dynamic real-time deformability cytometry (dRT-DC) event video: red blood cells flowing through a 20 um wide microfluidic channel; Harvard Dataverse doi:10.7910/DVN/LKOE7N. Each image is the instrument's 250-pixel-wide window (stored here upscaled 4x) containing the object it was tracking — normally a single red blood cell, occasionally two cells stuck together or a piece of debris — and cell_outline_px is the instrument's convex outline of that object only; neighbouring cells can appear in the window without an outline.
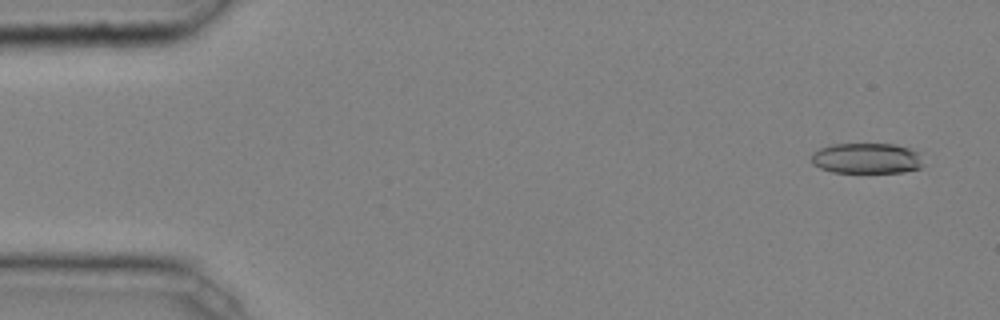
{"species": "common noctule bat (a hibernating species)", "species_latin": "Nyctalus noctula", "temperature_condition": "cold", "stored_images_in_passage": 44, "camera_frame_rate_fps": 3000, "um_per_image_px": 0.085, "animal": {"sex": "male", "body_mass_g": 20.4}, "frame": {"image": 1, "passage_image": 1, "time_ms": 0.0, "image_size_px": [1000, 320], "cell_outline_px": [[924, 164], [920, 168], [904, 172], [832, 172], [820, 168], [812, 164], [812, 152], [820, 148], [832, 144], [896, 144], [908, 148], [916, 152]], "centroid_in_image_um": [73.64, 13.46], "position_along_channel_um": 11.4, "area_um2": 19.88}}
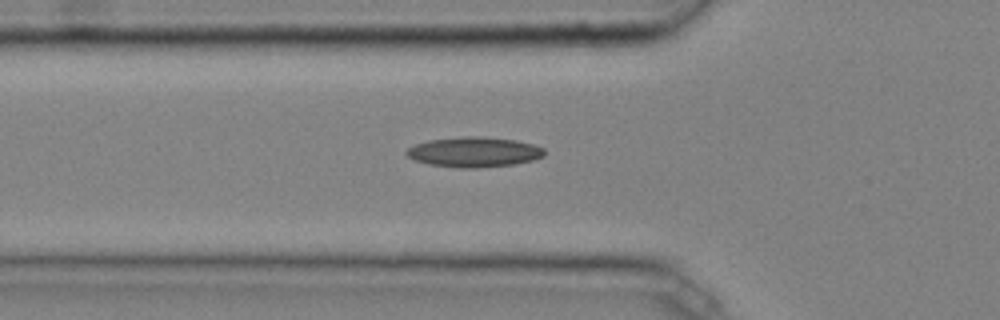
{"frame": {"image": 2, "passage_image": 15, "time_ms": 4.667, "image_size_px": [1000, 320], "cell_outline_px": [[544, 156], [532, 160], [512, 164], [476, 168], [460, 168], [428, 164], [416, 160], [408, 156], [404, 152], [408, 148], [416, 144], [428, 140], [464, 136], [484, 136], [516, 140], [532, 144], [544, 148]], "centroid_in_image_um": [40.28, 12.91], "position_along_channel_um": 85.5, "area_um2": 24.1}}
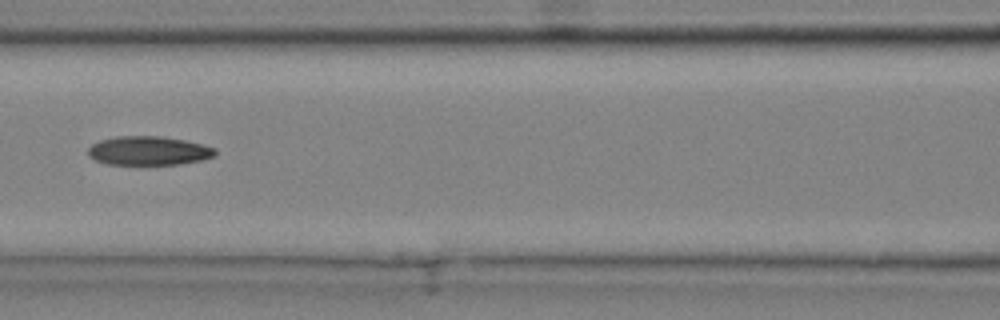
{"frame": {"image": 3, "passage_image": 20, "time_ms": 6.333, "image_size_px": [1000, 320], "cell_outline_px": [[216, 156], [200, 160], [180, 164], [108, 164], [96, 160], [88, 156], [88, 148], [92, 144], [100, 140], [116, 136], [160, 136], [184, 140], [204, 144], [216, 148]], "centroid_in_image_um": [12.64, 12.8], "position_along_channel_um": 154.0, "area_um2": 21.44}}